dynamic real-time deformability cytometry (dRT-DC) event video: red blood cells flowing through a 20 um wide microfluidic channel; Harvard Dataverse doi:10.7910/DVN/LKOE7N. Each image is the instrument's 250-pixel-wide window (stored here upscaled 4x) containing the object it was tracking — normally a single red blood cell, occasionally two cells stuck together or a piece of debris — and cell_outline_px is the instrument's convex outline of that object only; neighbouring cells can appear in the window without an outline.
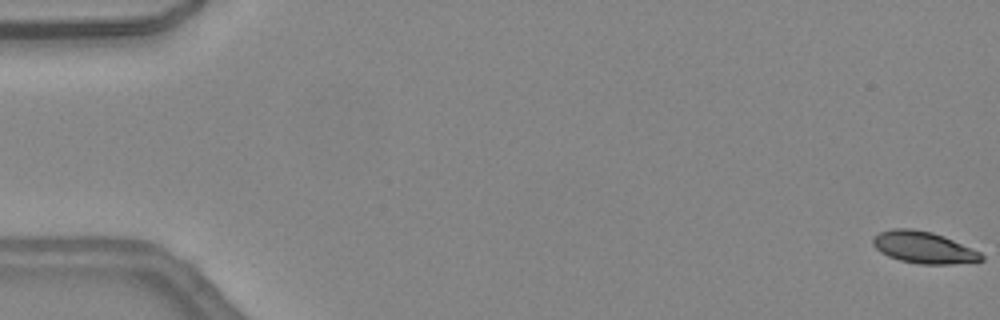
{"species": "common noctule bat (a hibernating species)", "species_latin": "Nyctalus noctula", "temperature_condition": "warm", "stored_images_in_passage": 16, "camera_frame_rate_fps": 3000, "um_per_image_px": 0.085, "animal": {"sex": "female", "body_mass_g": 24.6, "forearm_length_mm": 56.2}, "frame": {"image": 1, "passage_image": 1, "time_ms": 0.0, "image_size_px": [1000, 320], "cell_outline_px": [[984, 260], [952, 264], [920, 264], [900, 260], [888, 256], [880, 252], [872, 244], [872, 236], [880, 232], [892, 228], [912, 228], [932, 232], [944, 236], [980, 252], [984, 256]], "centroid_in_image_um": [78.47, 21.02], "position_along_channel_um": 6.5, "area_um2": 20.11}}
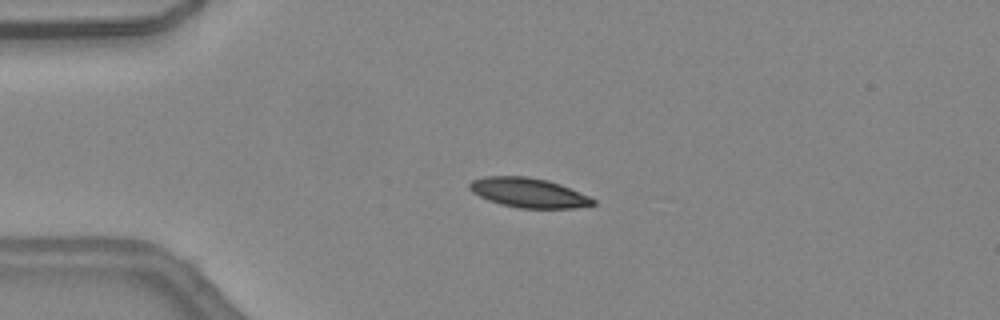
{"frame": {"image": 2, "passage_image": 12, "time_ms": 3.667, "image_size_px": [1000, 320], "cell_outline_px": [[596, 204], [576, 208], [520, 208], [500, 204], [488, 200], [472, 192], [468, 188], [468, 184], [472, 180], [484, 176], [524, 176], [548, 180], [560, 184], [588, 196], [596, 200]], "centroid_in_image_um": [44.91, 16.38], "position_along_channel_um": 40.1, "area_um2": 21.27}}